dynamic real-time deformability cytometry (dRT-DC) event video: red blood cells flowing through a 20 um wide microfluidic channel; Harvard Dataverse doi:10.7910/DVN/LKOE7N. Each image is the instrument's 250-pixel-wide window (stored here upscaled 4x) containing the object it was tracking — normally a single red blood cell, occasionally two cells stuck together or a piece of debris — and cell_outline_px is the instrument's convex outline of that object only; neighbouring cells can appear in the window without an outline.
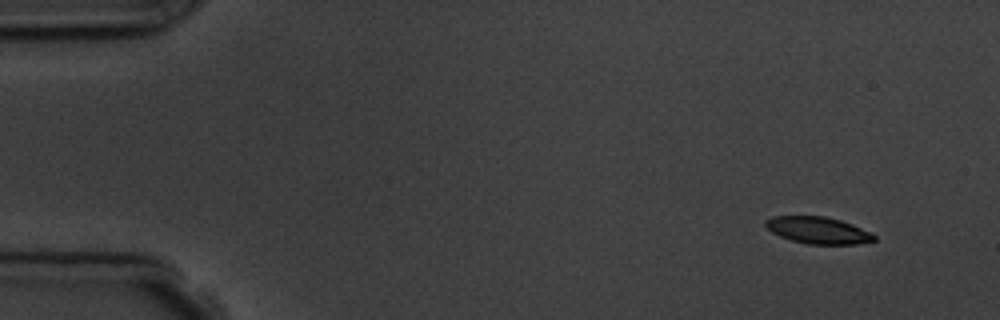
{"species": "common noctule bat (a hibernating species)", "species_latin": "Nyctalus noctula", "temperature_condition": "room temperature", "stored_images_in_passage": 14, "camera_frame_rate_fps": 3000, "um_per_image_px": 0.085, "animal": {"sex": "male", "body_mass_g": 19.5, "forearm_length_mm": 54.6}, "frame": {"image": 1, "passage_image": 1, "time_ms": 0.0, "image_size_px": [1000, 320], "cell_outline_px": [[876, 240], [856, 244], [808, 244], [792, 240], [780, 236], [772, 232], [764, 224], [764, 220], [772, 216], [824, 216], [840, 220], [852, 224], [872, 232], [876, 236]], "centroid_in_image_um": [69.55, 19.57], "position_along_channel_um": 15.5, "area_um2": 16.99}, "authors_computed_cell_mechanics": {"area_um2": 18.3804, "velocity_mm_per_s": 3.6902, "shape_relaxation_time_tau1_ms": 2.0306, "shape_relaxation_time_tau2_ms": 9.8148, "deformation_change_tau1": 0.1071, "deformation_change_tau2": 0.1546}}